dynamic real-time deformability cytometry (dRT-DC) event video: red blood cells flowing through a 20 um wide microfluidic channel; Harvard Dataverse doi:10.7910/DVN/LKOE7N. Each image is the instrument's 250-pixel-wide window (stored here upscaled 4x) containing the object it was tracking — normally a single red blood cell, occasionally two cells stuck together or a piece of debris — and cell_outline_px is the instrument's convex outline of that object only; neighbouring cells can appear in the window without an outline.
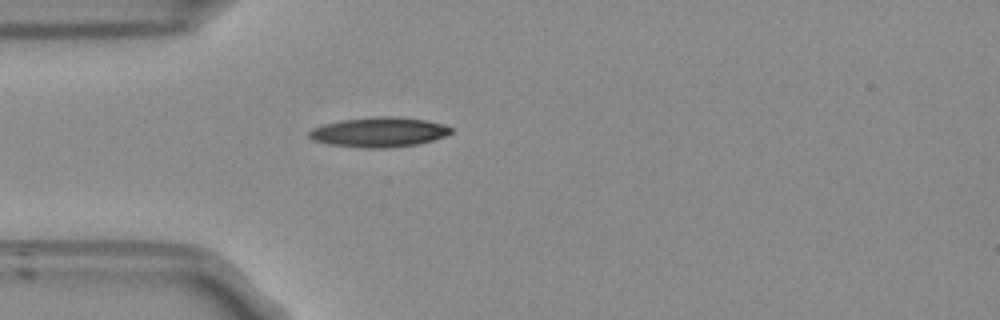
{"species": "Egyptian fruit bat (a non-hibernating species)", "species_latin": "Rousettus aegyptiacus", "temperature_condition": "room temperature", "stored_images_in_passage": 33, "camera_frame_rate_fps": 3000, "um_per_image_px": 0.085, "frame": {"image": 1, "passage_image": 1, "time_ms": 0.0, "image_size_px": [1000, 320], "cell_outline_px": [[452, 132], [444, 136], [432, 140], [416, 144], [392, 148], [364, 148], [328, 144], [312, 140], [308, 136], [308, 132], [312, 128], [324, 124], [340, 120], [376, 116], [392, 116], [424, 120], [444, 124], [452, 128]], "centroid_in_image_um": [32.18, 11.23], "position_along_channel_um": 52.8, "area_um2": 24.68}}
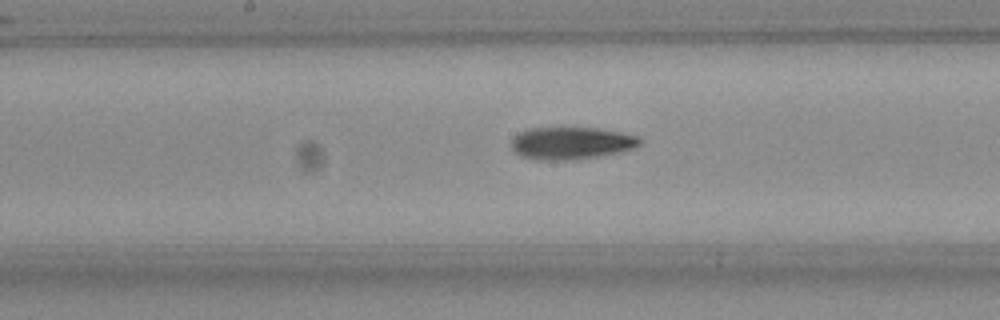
{"frame": {"image": 2, "passage_image": 13, "time_ms": 4.0, "image_size_px": [1000, 320], "cell_outline_px": [[640, 144], [632, 148], [616, 152], [596, 156], [524, 156], [516, 152], [512, 148], [512, 136], [528, 128], [596, 128], [620, 132], [636, 136], [640, 140]], "centroid_in_image_um": [48.57, 12.07], "position_along_channel_um": 199.6, "area_um2": 22.25}}
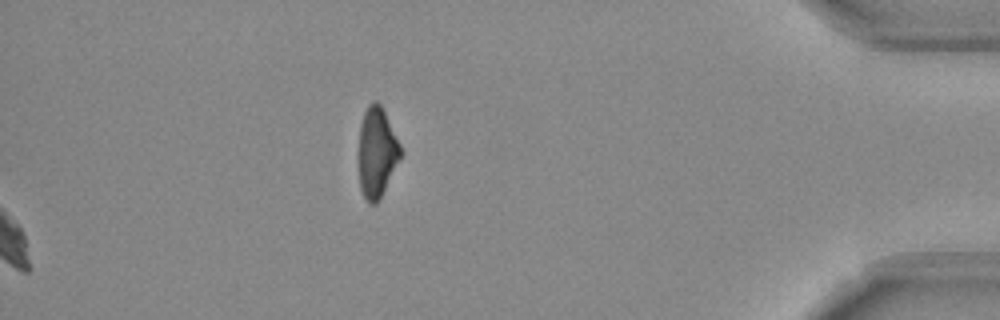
{"frame": {"image": 3, "passage_image": 33, "time_ms": 10.667, "image_size_px": [1000, 320], "cell_outline_px": [[400, 156], [380, 196], [372, 204], [368, 204], [360, 188], [360, 124], [364, 112], [368, 104], [372, 100], [376, 100], [380, 104], [400, 144]], "centroid_in_image_um": [32.01, 12.88], "position_along_channel_um": 403.2, "area_um2": 20.98}, "authors_computed_cell_mechanics": {"area_um2": 23.6402, "velocity_mm_per_s": 3.8026, "shape_relaxation_time_tau1_ms": 8.0105, "shape_relaxation_time_tau2_ms": null, "deformation_change_tau1": 0.2281, "deformation_change_tau2": null}}